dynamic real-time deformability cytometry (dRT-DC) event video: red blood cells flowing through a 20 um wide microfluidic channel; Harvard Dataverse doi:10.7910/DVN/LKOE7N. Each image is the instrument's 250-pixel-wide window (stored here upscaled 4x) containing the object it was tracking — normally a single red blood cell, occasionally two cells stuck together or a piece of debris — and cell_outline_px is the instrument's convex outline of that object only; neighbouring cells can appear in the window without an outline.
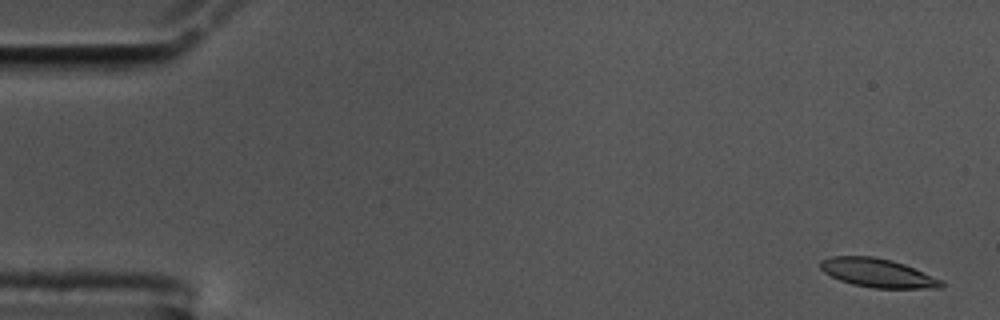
{"species": "common noctule bat (a hibernating species)", "species_latin": "Nyctalus noctula", "temperature_condition": "cold", "stored_images_in_passage": 56, "camera_frame_rate_fps": 3000, "um_per_image_px": 0.085, "animal": {"sex": "male", "body_mass_g": 17.5, "forearm_length_mm": 52.3}, "frame": {"image": 1, "passage_image": 2, "time_ms": 0.333, "image_size_px": [1000, 320], "cell_outline_px": [[944, 284], [940, 288], [872, 288], [852, 284], [840, 280], [824, 272], [820, 268], [820, 260], [832, 256], [872, 256], [892, 260], [904, 264], [944, 280]], "centroid_in_image_um": [74.61, 23.2], "position_along_channel_um": 10.4, "area_um2": 20.29}}
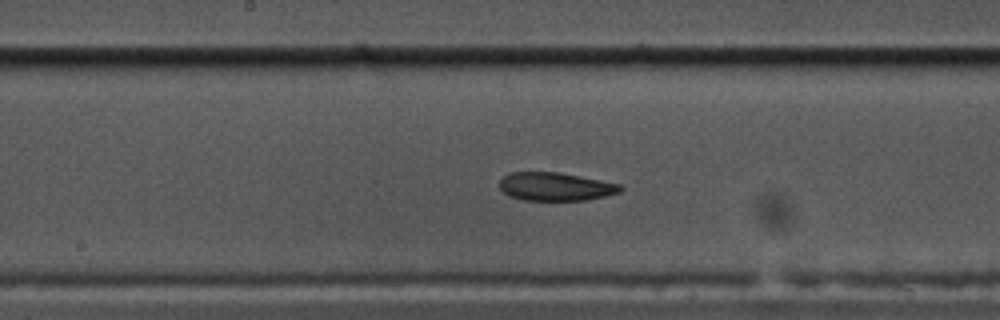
{"frame": {"image": 2, "passage_image": 29, "time_ms": 9.333, "image_size_px": [1000, 320], "cell_outline_px": [[624, 188], [620, 192], [588, 200], [524, 200], [508, 196], [500, 188], [500, 180], [508, 172], [560, 172], [620, 184]], "centroid_in_image_um": [47.21, 15.86], "position_along_channel_um": 201.0, "area_um2": 19.94}}
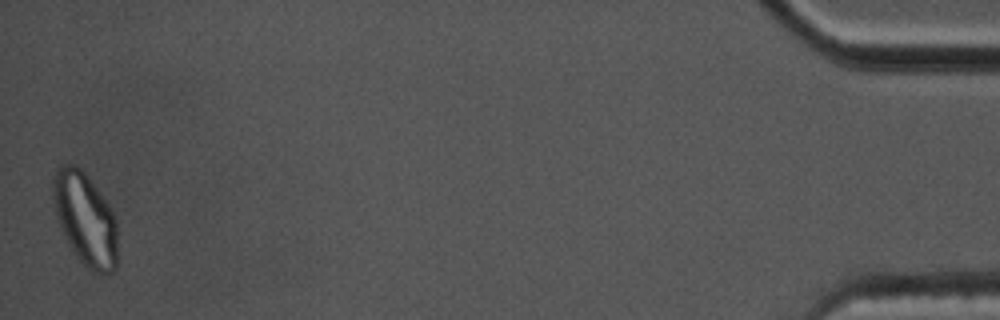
{"frame": {"image": 3, "passage_image": 56, "time_ms": 18.333, "image_size_px": [1000, 320], "cell_outline_px": [[116, 268], [112, 272], [104, 276], [92, 272], [76, 256], [68, 244], [60, 228], [56, 216], [52, 196], [52, 180], [56, 168], [60, 164], [72, 164], [80, 168], [84, 172], [108, 204], [116, 220]], "centroid_in_image_um": [7.22, 18.63], "position_along_channel_um": 428.0, "area_um2": 34.97}, "authors_computed_cell_mechanics": {"area_um2": 20.808, "velocity_mm_per_s": 3.5503, "shape_relaxation_time_tau1_ms": 6.834, "shape_relaxation_time_tau2_ms": 6.1159, "deformation_change_tau1": 0.1793, "deformation_change_tau2": 0.1439}}